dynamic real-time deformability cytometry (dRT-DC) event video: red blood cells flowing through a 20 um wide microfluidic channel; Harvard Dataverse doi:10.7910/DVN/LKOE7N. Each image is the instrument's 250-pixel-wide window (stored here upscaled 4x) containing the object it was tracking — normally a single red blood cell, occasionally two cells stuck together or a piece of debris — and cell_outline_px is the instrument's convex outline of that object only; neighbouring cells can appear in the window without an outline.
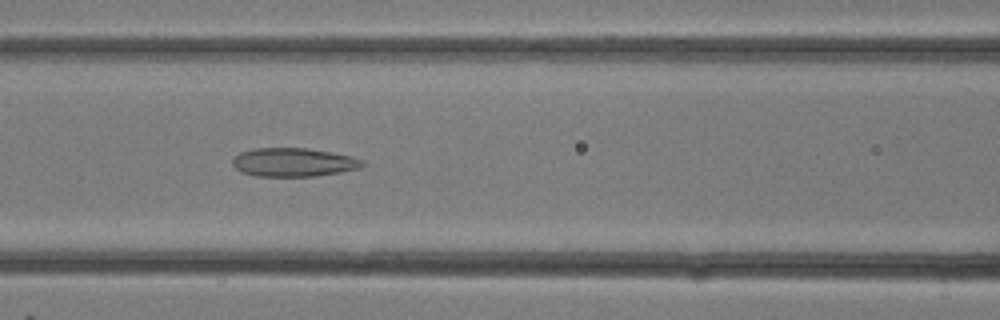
{"species": "common noctule bat (a hibernating species)", "species_latin": "Nyctalus noctula", "temperature_condition": "room temperature", "stored_images_in_passage": 25, "camera_frame_rate_fps": 3000, "um_per_image_px": 0.085, "animal": {"sex": "female"}, "frame": {"image": 1, "passage_image": 9, "time_ms": 2.667, "image_size_px": [1000, 320], "cell_outline_px": [[364, 164], [360, 168], [340, 172], [316, 176], [256, 176], [240, 172], [232, 164], [232, 160], [240, 152], [256, 148], [304, 148], [352, 156], [360, 160]], "centroid_in_image_um": [24.91, 13.8], "position_along_channel_um": 141.7, "area_um2": 21.44}}
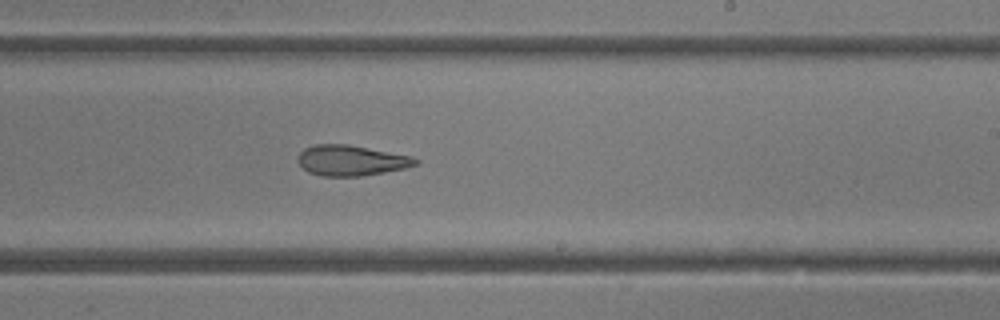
{"frame": {"image": 2, "passage_image": 14, "time_ms": 4.333, "image_size_px": [1000, 320], "cell_outline_px": [[420, 164], [408, 168], [360, 176], [320, 176], [308, 172], [296, 160], [300, 152], [304, 148], [316, 144], [348, 144], [412, 156], [420, 160]], "centroid_in_image_um": [29.88, 13.64], "position_along_channel_um": 259.1, "area_um2": 21.1}}
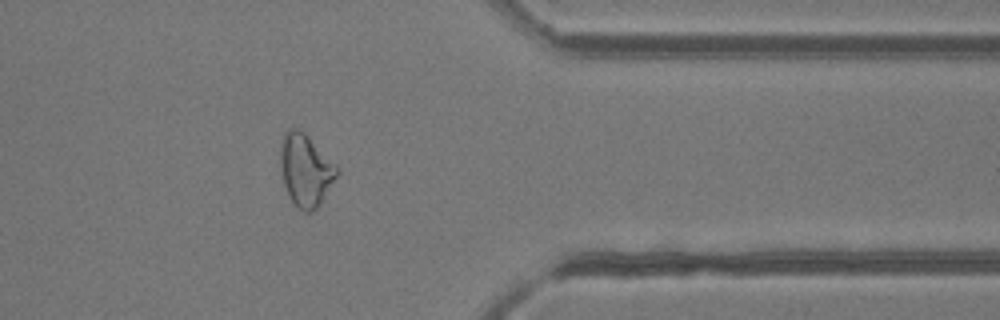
{"frame": {"image": 3, "passage_image": 20, "time_ms": 6.333, "image_size_px": [1000, 320], "cell_outline_px": [[340, 172], [320, 204], [312, 212], [304, 212], [296, 208], [284, 184], [280, 168], [280, 144], [284, 132], [288, 128], [300, 128], [340, 168]], "centroid_in_image_um": [25.98, 14.44], "position_along_channel_um": 385.4, "area_um2": 24.04}}